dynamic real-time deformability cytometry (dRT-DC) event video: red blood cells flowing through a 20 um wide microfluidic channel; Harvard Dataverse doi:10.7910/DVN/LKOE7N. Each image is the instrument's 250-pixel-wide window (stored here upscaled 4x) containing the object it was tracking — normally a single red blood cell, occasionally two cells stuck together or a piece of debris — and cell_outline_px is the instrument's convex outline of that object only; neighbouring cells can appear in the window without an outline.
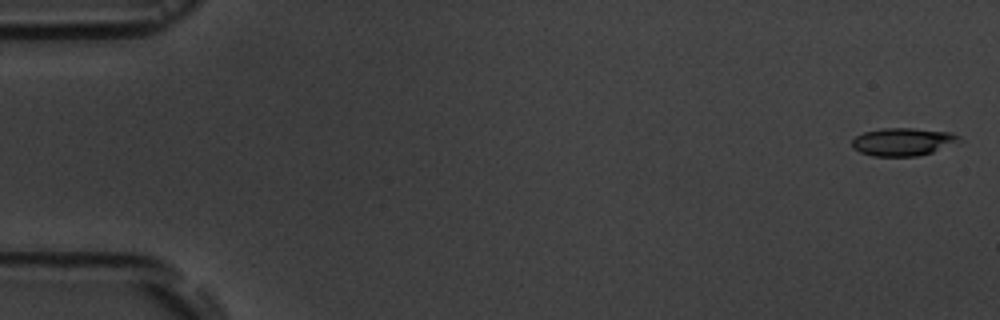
{"species": "common noctule bat (a hibernating species)", "species_latin": "Nyctalus noctula", "temperature_condition": "room temperature", "stored_images_in_passage": 6, "camera_frame_rate_fps": 3000, "um_per_image_px": 0.085, "animal": {"sex": "male", "body_mass_g": 19.5, "forearm_length_mm": 54.6}, "frame": {"image": 1, "passage_image": 1, "time_ms": 0.0, "image_size_px": [1000, 320], "cell_outline_px": [[964, 140], [932, 152], [916, 156], [872, 156], [860, 152], [852, 148], [852, 140], [856, 136], [864, 132], [880, 128], [912, 128], [952, 132], [960, 136]], "centroid_in_image_um": [76.76, 12.04], "position_along_channel_um": 8.2, "area_um2": 17.51}}